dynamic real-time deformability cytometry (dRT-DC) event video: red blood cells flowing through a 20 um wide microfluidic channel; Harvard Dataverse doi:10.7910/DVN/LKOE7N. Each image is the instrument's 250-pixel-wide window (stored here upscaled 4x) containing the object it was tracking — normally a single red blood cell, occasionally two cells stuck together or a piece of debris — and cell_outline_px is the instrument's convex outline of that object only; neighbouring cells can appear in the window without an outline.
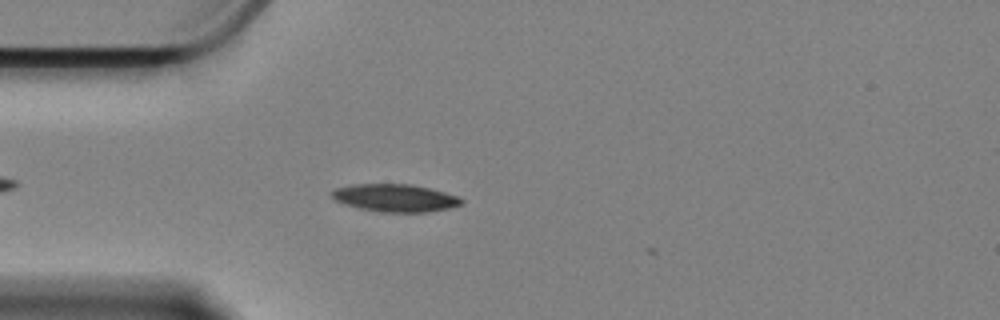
{"species": "Egyptian fruit bat (a non-hibernating species)", "species_latin": "Rousettus aegyptiacus", "temperature_condition": "cold", "stored_images_in_passage": 2, "camera_frame_rate_fps": 3000, "um_per_image_px": 0.085, "animal": {"sex": "female"}, "frame": {"image": 1, "passage_image": 1, "time_ms": 0.0, "image_size_px": [1000, 320], "cell_outline_px": [[464, 204], [448, 208], [428, 212], [380, 212], [360, 208], [344, 204], [336, 200], [332, 196], [332, 192], [336, 188], [352, 184], [408, 184], [428, 188], [444, 192], [456, 196], [464, 200]], "centroid_in_image_um": [33.59, 16.83], "position_along_channel_um": 51.4, "area_um2": 20.69}}